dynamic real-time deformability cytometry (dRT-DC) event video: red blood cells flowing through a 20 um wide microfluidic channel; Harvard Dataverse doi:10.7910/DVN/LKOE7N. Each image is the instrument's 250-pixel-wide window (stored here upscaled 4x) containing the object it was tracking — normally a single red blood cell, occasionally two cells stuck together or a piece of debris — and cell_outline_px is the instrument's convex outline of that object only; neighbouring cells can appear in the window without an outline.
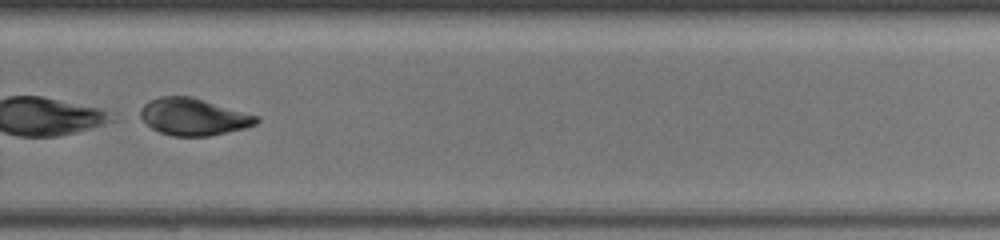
{"species": "common noctule bat (a hibernating species)", "species_latin": "Nyctalus noctula", "temperature_condition": "warm", "stored_images_in_passage": 19, "camera_frame_rate_fps": 3000, "um_per_image_px": 0.085, "animal": {"sex": "female", "body_mass_g": 19.5, "forearm_length_mm": 54.1}, "frame": {"image": 1, "passage_image": 14, "time_ms": 11.0, "image_size_px": [1000, 240], "cell_outline_px": [[260, 120], [256, 124], [244, 128], [208, 136], [172, 136], [160, 132], [152, 128], [140, 116], [140, 108], [148, 100], [160, 96], [192, 96], [260, 116]], "centroid_in_image_um": [16.45, 9.91], "position_along_channel_um": 313.3, "area_um2": 25.09}, "authors_computed_cell_mechanics": {"area_um2": 26.2412, "velocity_mm_per_s": 4.1728, "shape_relaxation_time_tau1_ms": 4.3027, "shape_relaxation_time_tau2_ms": 1.4329, "deformation_change_tau1": 0.1622, "deformation_change_tau2": 0.0541}}